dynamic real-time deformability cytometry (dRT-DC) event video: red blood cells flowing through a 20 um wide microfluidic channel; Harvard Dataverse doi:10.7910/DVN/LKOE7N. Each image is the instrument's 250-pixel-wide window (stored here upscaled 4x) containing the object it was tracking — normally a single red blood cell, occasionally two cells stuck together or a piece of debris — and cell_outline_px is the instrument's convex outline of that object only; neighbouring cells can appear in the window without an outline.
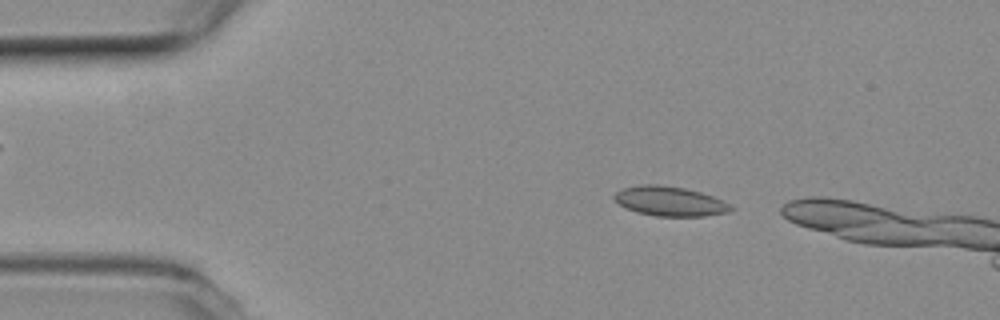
{"species": "common noctule bat (a hibernating species)", "species_latin": "Nyctalus noctula", "temperature_condition": "room temperature", "stored_images_in_passage": 8, "camera_frame_rate_fps": 3000, "um_per_image_px": 0.085, "animal": {"sex": "female", "body_mass_g": 19.3, "forearm_length_mm": 54.1}, "frame": {"image": 1, "passage_image": 3, "time_ms": 0.667, "image_size_px": [1000, 320], "cell_outline_px": [[732, 208], [728, 212], [704, 216], [656, 216], [636, 212], [624, 208], [612, 196], [616, 192], [624, 188], [640, 184], [656, 184], [684, 188], [700, 192], [712, 196], [728, 204]], "centroid_in_image_um": [56.88, 17.1], "position_along_channel_um": 28.1, "area_um2": 19.88}}